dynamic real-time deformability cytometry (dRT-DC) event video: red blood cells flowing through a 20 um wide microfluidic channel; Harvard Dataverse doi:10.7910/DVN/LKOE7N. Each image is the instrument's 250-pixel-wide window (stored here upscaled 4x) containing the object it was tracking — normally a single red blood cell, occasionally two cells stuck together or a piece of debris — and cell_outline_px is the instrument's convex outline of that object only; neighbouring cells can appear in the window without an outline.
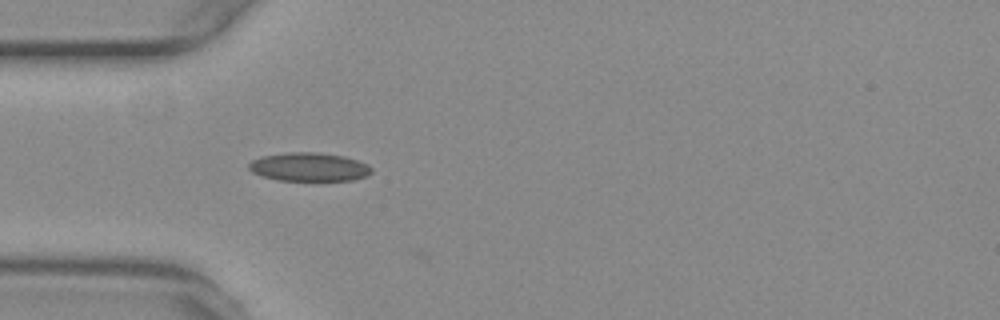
{"species": "common noctule bat (a hibernating species)", "species_latin": "Nyctalus noctula", "temperature_condition": "warm", "stored_images_in_passage": 31, "camera_frame_rate_fps": 3000, "um_per_image_px": 0.085, "animal": {"sex": "female", "body_mass_g": 29.2, "forearm_length_mm": 56.3}, "frame": {"image": 1, "passage_image": 1, "time_ms": 0.0, "image_size_px": [1000, 320], "cell_outline_px": [[372, 172], [368, 176], [352, 180], [276, 180], [260, 176], [252, 172], [248, 168], [248, 164], [252, 160], [264, 156], [292, 152], [316, 152], [344, 156], [368, 164], [372, 168]], "centroid_in_image_um": [26.28, 14.2], "position_along_channel_um": 58.7, "area_um2": 20.4}}
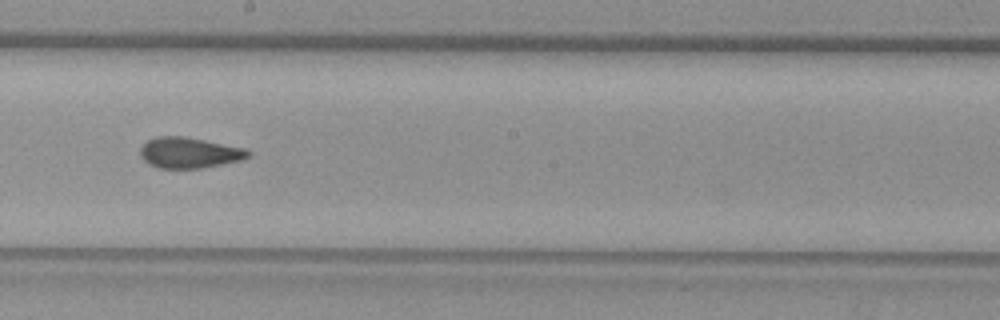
{"frame": {"image": 2, "passage_image": 15, "time_ms": 4.667, "image_size_px": [1000, 320], "cell_outline_px": [[252, 156], [244, 160], [200, 168], [160, 168], [148, 164], [140, 156], [140, 148], [148, 140], [156, 136], [184, 136], [244, 148], [252, 152]], "centroid_in_image_um": [16.11, 12.98], "position_along_channel_um": 232.1, "area_um2": 19.42}}
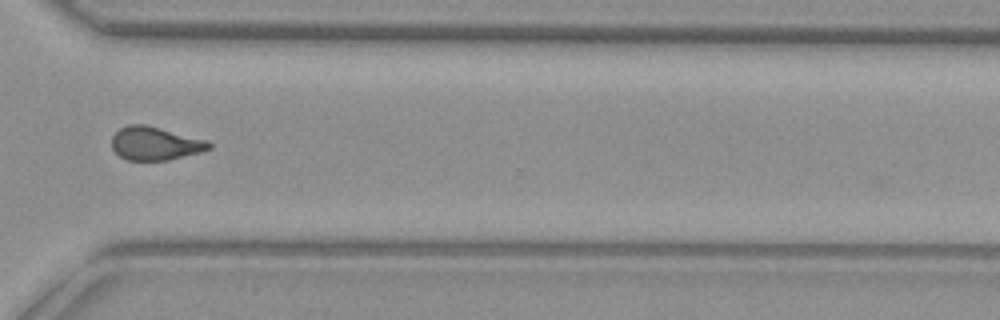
{"frame": {"image": 3, "passage_image": 25, "time_ms": 8.0, "image_size_px": [1000, 320], "cell_outline_px": [[212, 148], [200, 152], [168, 160], [128, 160], [120, 156], [112, 148], [112, 136], [120, 128], [128, 124], [144, 124], [208, 140], [212, 144]], "centroid_in_image_um": [13.19, 12.19], "position_along_channel_um": 357.4, "area_um2": 18.84}, "authors_computed_cell_mechanics": {"area_um2": 19.3052, "velocity_mm_per_s": 3.7638, "shape_relaxation_time_tau1_ms": null, "shape_relaxation_time_tau2_ms": 2.0835, "deformation_change_tau1": null, "deformation_change_tau2": 0.0687}}